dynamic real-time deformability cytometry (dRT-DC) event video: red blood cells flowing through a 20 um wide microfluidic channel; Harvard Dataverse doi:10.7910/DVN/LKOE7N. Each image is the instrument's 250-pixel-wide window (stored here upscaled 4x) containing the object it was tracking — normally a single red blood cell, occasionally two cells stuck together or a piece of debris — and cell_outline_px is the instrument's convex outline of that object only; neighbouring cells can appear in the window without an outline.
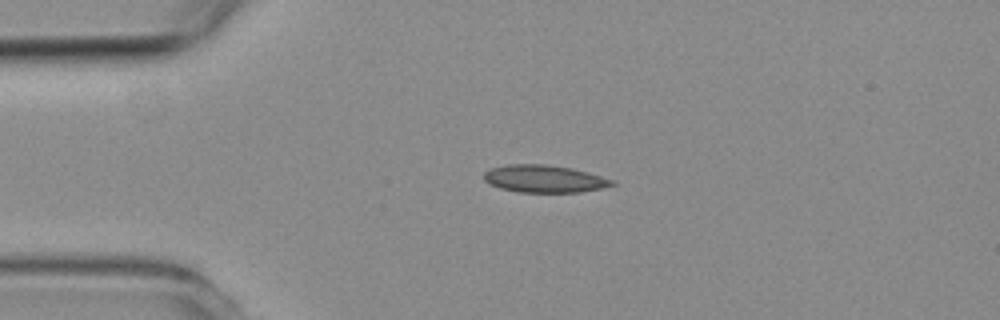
{"species": "common noctule bat (a hibernating species)", "species_latin": "Nyctalus noctula", "temperature_condition": "room temperature", "stored_images_in_passage": 6, "camera_frame_rate_fps": 3000, "um_per_image_px": 0.085, "animal": {"sex": "female", "body_mass_g": 19.3, "forearm_length_mm": 54.1}, "frame": {"image": 1, "passage_image": 2, "time_ms": 1.0, "image_size_px": [1000, 320], "cell_outline_px": [[616, 184], [600, 188], [580, 192], [516, 192], [500, 188], [484, 180], [484, 172], [488, 168], [508, 164], [548, 164], [572, 168], [588, 172], [616, 180]], "centroid_in_image_um": [46.27, 15.18], "position_along_channel_um": 38.7, "area_um2": 20.63}}
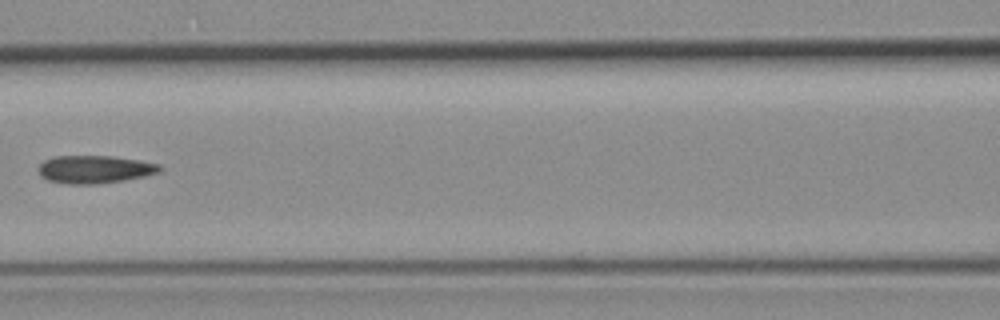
{"frame": {"image": 2, "passage_image": 5, "time_ms": 4.667, "image_size_px": [1000, 320], "cell_outline_px": [[164, 168], [160, 172], [144, 176], [124, 180], [96, 184], [68, 184], [48, 180], [40, 176], [36, 168], [44, 160], [52, 156], [112, 156], [140, 160], [160, 164]], "centroid_in_image_um": [8.04, 14.39], "position_along_channel_um": 158.6, "area_um2": 19.94}}
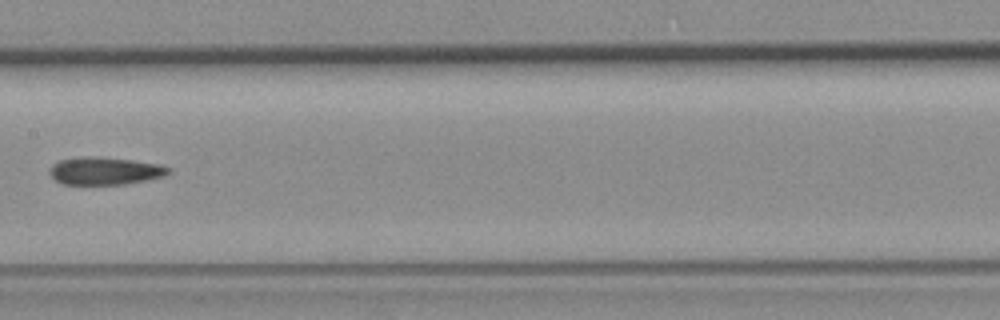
{"frame": {"image": 3, "passage_image": 6, "time_ms": 5.667, "image_size_px": [1000, 320], "cell_outline_px": [[172, 172], [164, 176], [148, 180], [124, 184], [64, 184], [56, 180], [48, 172], [48, 168], [52, 164], [60, 160], [88, 156], [92, 156], [132, 160], [160, 164], [172, 168]], "centroid_in_image_um": [8.95, 14.52], "position_along_channel_um": 198.5, "area_um2": 19.19}}